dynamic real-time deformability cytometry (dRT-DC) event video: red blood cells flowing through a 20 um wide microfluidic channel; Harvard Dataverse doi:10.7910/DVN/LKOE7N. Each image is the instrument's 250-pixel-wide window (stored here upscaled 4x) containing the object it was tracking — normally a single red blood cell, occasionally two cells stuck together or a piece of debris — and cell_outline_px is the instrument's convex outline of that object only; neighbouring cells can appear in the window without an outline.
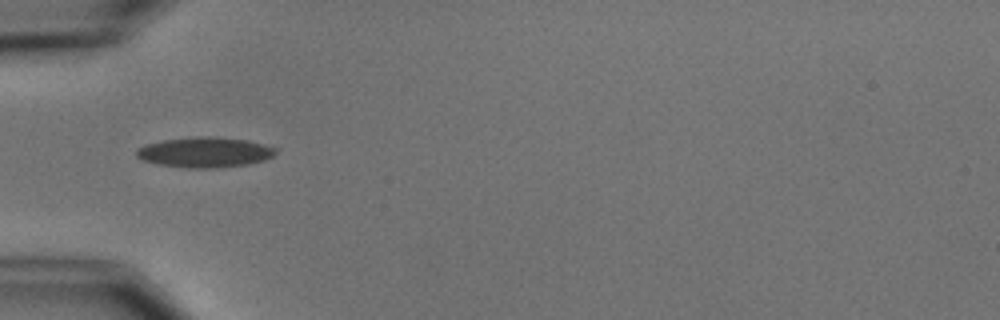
{"species": "common noctule bat (a hibernating species)", "species_latin": "Nyctalus noctula", "temperature_condition": "cold", "stored_images_in_passage": 3, "camera_frame_rate_fps": 3000, "um_per_image_px": 0.085, "animal": {"sex": "male", "body_mass_g": 15.6}, "frame": {"image": 1, "passage_image": 1, "time_ms": 0.0, "image_size_px": [1000, 320], "cell_outline_px": [[280, 148], [272, 156], [264, 160], [248, 164], [216, 168], [188, 168], [160, 164], [144, 160], [136, 156], [136, 152], [140, 148], [148, 144], [164, 140], [192, 136], [208, 136], [248, 140]], "centroid_in_image_um": [17.48, 12.94], "position_along_channel_um": 67.5, "area_um2": 24.45}}
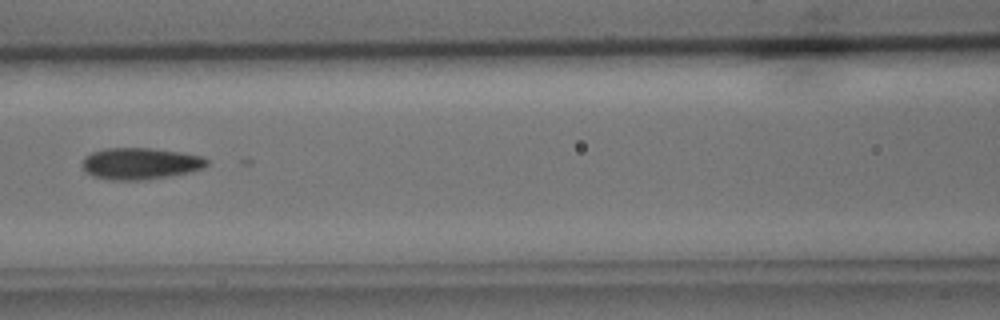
{"frame": {"image": 2, "passage_image": 3, "time_ms": 2.333, "image_size_px": [1000, 320], "cell_outline_px": [[208, 164], [204, 168], [188, 172], [148, 180], [112, 180], [92, 176], [84, 172], [80, 164], [84, 156], [92, 152], [104, 148], [152, 148], [180, 152], [204, 156], [208, 160]], "centroid_in_image_um": [11.88, 13.9], "position_along_channel_um": 154.7, "area_um2": 23.29}}